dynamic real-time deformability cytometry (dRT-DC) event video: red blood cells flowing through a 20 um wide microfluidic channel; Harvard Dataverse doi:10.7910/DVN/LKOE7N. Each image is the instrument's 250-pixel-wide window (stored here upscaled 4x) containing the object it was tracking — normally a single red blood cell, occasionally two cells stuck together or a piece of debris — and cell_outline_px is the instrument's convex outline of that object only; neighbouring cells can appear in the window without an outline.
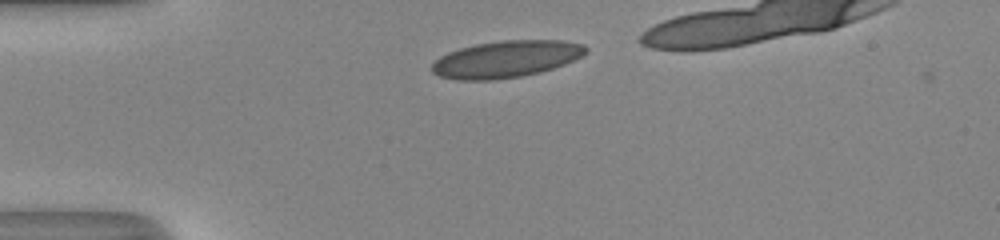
{"species": "human", "species_latin": "Homo sapiens", "temperature_condition": "room temperature", "stored_images_in_passage": 30, "camera_frame_rate_fps": 3000, "um_per_image_px": 0.085, "donor": {"sex": "male"}, "frame": {"image": 1, "passage_image": 1, "time_ms": 0.0, "image_size_px": [1000, 240], "cell_outline_px": [[588, 52], [564, 64], [540, 72], [520, 76], [496, 80], [456, 80], [440, 76], [432, 72], [432, 64], [440, 56], [448, 52], [460, 48], [476, 44], [504, 40], [564, 40], [584, 44], [588, 48]], "centroid_in_image_um": [43.02, 5.02], "position_along_channel_um": 42.0, "area_um2": 33.0}}
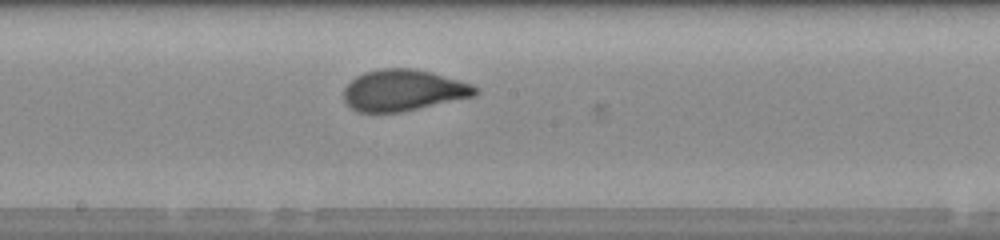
{"frame": {"image": 2, "passage_image": 16, "time_ms": 5.0, "image_size_px": [1000, 240], "cell_outline_px": [[480, 92], [476, 96], [400, 112], [356, 112], [344, 100], [344, 88], [356, 76], [364, 72], [380, 68], [412, 68], [432, 72], [472, 84], [480, 88]], "centroid_in_image_um": [34.31, 7.67], "position_along_channel_um": 213.9, "area_um2": 31.79}}
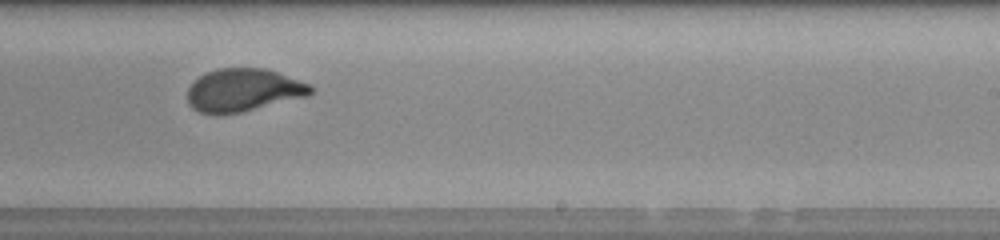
{"frame": {"image": 3, "passage_image": 20, "time_ms": 6.333, "image_size_px": [1000, 240], "cell_outline_px": [[316, 88], [308, 96], [240, 112], [200, 112], [192, 108], [188, 104], [188, 88], [200, 76], [216, 68], [268, 68], [312, 84]], "centroid_in_image_um": [20.76, 7.62], "position_along_channel_um": 268.2, "area_um2": 30.58}, "authors_computed_cell_mechanics": {"area_um2": 31.7611, "velocity_mm_per_s": 4.0929, "shape_relaxation_time_tau1_ms": 7.2099, "shape_relaxation_time_tau2_ms": null, "deformation_change_tau1": 0.2356, "deformation_change_tau2": null}}